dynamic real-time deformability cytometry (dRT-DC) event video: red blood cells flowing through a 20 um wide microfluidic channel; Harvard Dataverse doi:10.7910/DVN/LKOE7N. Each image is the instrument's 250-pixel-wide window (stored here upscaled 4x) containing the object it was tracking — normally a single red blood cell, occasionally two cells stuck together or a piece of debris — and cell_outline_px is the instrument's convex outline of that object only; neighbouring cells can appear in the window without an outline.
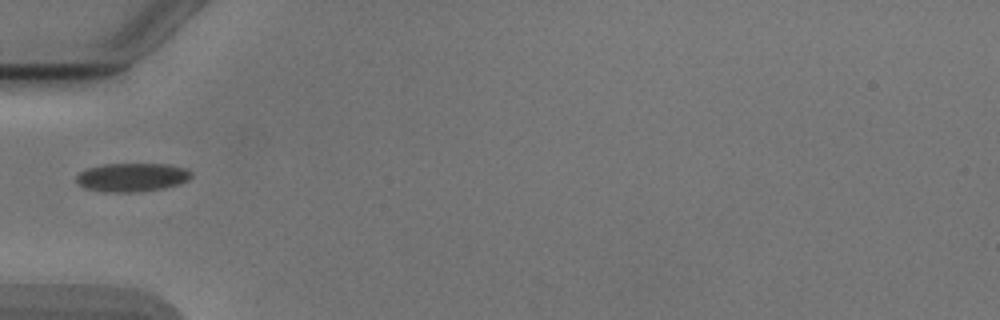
{"species": "Egyptian fruit bat (a non-hibernating species)", "species_latin": "Rousettus aegyptiacus", "temperature_condition": "cold", "stored_images_in_passage": 18, "camera_frame_rate_fps": 3000, "um_per_image_px": 0.085, "animal": {"sex": "male"}, "frame": {"image": 1, "passage_image": 1, "time_ms": 0.0, "image_size_px": [1000, 320], "cell_outline_px": [[192, 176], [188, 180], [180, 184], [164, 188], [136, 192], [104, 192], [84, 188], [76, 180], [76, 176], [80, 172], [88, 168], [104, 164], [168, 164], [188, 168], [192, 172]], "centroid_in_image_um": [11.26, 15.07], "position_along_channel_um": 73.7, "area_um2": 19.31}}
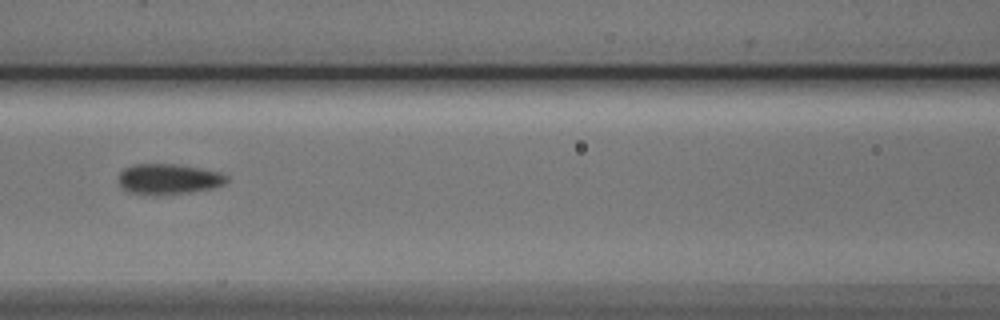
{"frame": {"image": 2, "passage_image": 7, "time_ms": 2.0, "image_size_px": [1000, 320], "cell_outline_px": [[228, 180], [224, 184], [212, 188], [188, 192], [128, 192], [120, 184], [120, 172], [124, 168], [136, 164], [176, 164], [200, 168], [220, 172], [228, 176]], "centroid_in_image_um": [14.39, 15.17], "position_along_channel_um": 152.2, "area_um2": 18.32}}
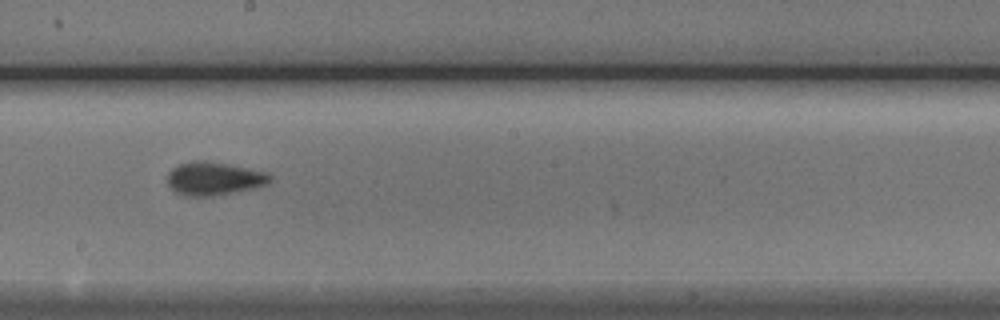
{"frame": {"image": 3, "passage_image": 13, "time_ms": 4.0, "image_size_px": [1000, 320], "cell_outline_px": [[272, 180], [268, 184], [256, 188], [216, 196], [192, 196], [176, 192], [168, 184], [168, 172], [172, 168], [180, 164], [192, 160], [204, 160], [228, 164], [268, 172], [272, 176]], "centroid_in_image_um": [18.24, 15.17], "position_along_channel_um": 230.0, "area_um2": 20.06}}